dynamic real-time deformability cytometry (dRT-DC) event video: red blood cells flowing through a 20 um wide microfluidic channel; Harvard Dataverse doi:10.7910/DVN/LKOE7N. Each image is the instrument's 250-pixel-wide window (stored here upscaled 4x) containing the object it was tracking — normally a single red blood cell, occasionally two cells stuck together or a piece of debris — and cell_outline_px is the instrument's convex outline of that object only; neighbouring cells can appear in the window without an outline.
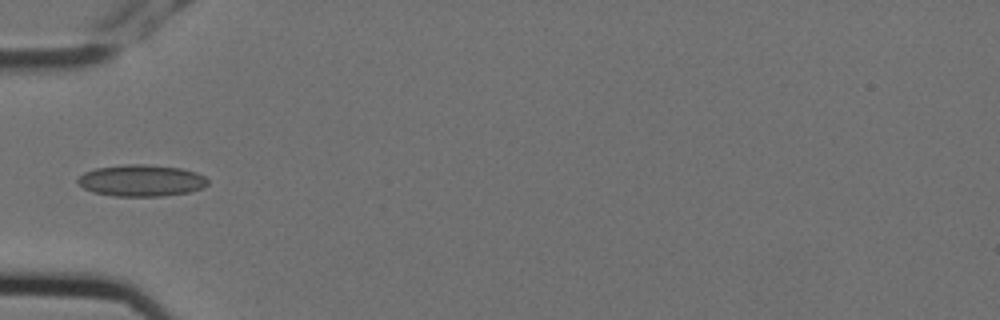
{"species": "Egyptian fruit bat (a non-hibernating species)", "species_latin": "Rousettus aegyptiacus", "temperature_condition": "cold", "stored_images_in_passage": 2, "camera_frame_rate_fps": 3000, "um_per_image_px": 0.085, "animal": {"sex": "female"}, "frame": {"image": 1, "passage_image": 2, "time_ms": 0.333, "image_size_px": [1000, 320], "cell_outline_px": [[208, 184], [204, 188], [192, 192], [160, 196], [112, 196], [92, 192], [84, 188], [76, 180], [84, 172], [96, 168], [124, 164], [144, 164], [180, 168], [196, 172], [204, 176], [208, 180]], "centroid_in_image_um": [12.03, 15.35], "position_along_channel_um": 73.0, "area_um2": 24.1}}